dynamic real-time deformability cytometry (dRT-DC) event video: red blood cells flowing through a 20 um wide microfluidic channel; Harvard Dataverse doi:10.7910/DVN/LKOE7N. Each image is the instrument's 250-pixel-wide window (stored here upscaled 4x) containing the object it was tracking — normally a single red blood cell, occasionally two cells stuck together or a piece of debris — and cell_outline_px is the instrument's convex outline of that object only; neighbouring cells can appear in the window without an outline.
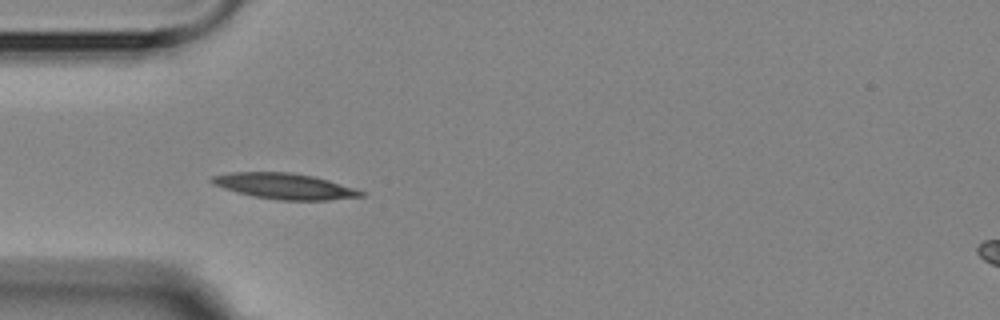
{"species": "Egyptian fruit bat (a non-hibernating species)", "species_latin": "Rousettus aegyptiacus", "temperature_condition": "room temperature", "stored_images_in_passage": 10, "camera_frame_rate_fps": 3000, "um_per_image_px": 0.085, "animal": {"sex": "female"}, "frame": {"image": 1, "passage_image": 5, "time_ms": 4.667, "image_size_px": [1000, 320], "cell_outline_px": [[364, 196], [328, 200], [280, 200], [256, 196], [236, 192], [212, 184], [208, 180], [212, 176], [232, 172], [292, 172], [312, 176], [328, 180], [356, 188], [364, 192]], "centroid_in_image_um": [24.18, 15.82], "position_along_channel_um": 60.8, "area_um2": 22.31}}
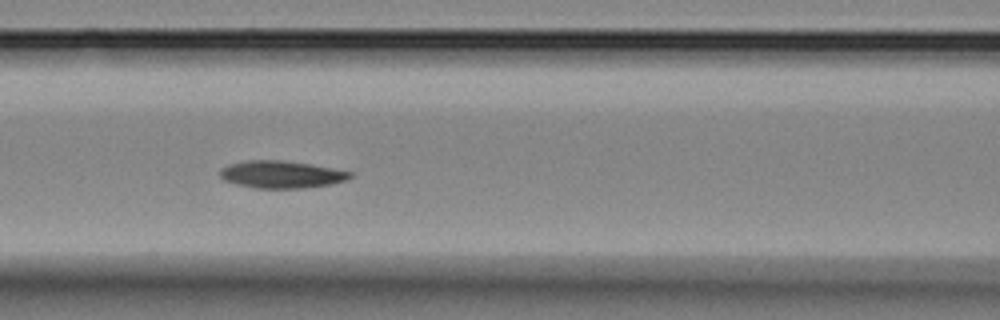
{"frame": {"image": 2, "passage_image": 7, "time_ms": 7.0, "image_size_px": [1000, 320], "cell_outline_px": [[352, 176], [344, 180], [332, 184], [304, 188], [256, 188], [236, 184], [224, 180], [220, 176], [220, 168], [228, 164], [244, 160], [284, 160], [312, 164], [352, 172]], "centroid_in_image_um": [23.88, 14.82], "position_along_channel_um": 142.7, "area_um2": 20.81}}
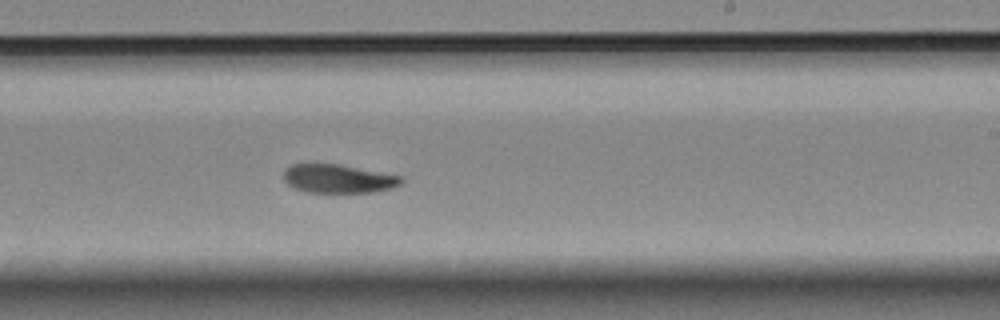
{"frame": {"image": 3, "passage_image": 10, "time_ms": 10.333, "image_size_px": [1000, 320], "cell_outline_px": [[404, 180], [400, 184], [392, 188], [376, 192], [304, 192], [288, 184], [284, 180], [284, 168], [292, 164], [340, 164], [404, 176]], "centroid_in_image_um": [28.79, 15.18], "position_along_channel_um": 260.2, "area_um2": 19.77}}